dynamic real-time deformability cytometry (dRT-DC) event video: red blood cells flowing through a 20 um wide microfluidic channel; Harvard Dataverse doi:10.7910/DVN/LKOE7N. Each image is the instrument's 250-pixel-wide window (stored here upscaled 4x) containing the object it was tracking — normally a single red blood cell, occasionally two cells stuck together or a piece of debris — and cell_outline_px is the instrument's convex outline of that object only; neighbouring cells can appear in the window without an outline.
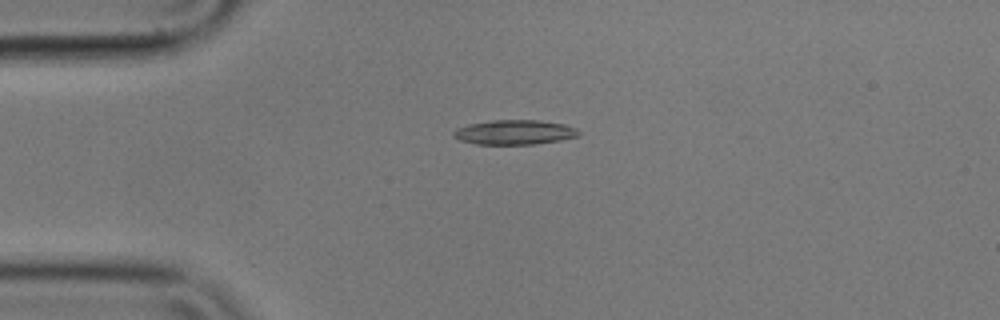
{"species": "common noctule bat (a hibernating species)", "species_latin": "Nyctalus noctula", "temperature_condition": "cold", "stored_images_in_passage": 5, "camera_frame_rate_fps": 3000, "um_per_image_px": 0.085, "animal": {"sex": "male", "body_mass_g": 17.9}, "frame": {"image": 1, "passage_image": 4, "time_ms": 1.0, "image_size_px": [1000, 320], "cell_outline_px": [[580, 136], [560, 140], [536, 144], [476, 144], [460, 140], [452, 136], [452, 132], [456, 128], [468, 124], [492, 120], [540, 120], [564, 124], [576, 128], [580, 132]], "centroid_in_image_um": [43.73, 11.24], "position_along_channel_um": 41.3, "area_um2": 18.09}}